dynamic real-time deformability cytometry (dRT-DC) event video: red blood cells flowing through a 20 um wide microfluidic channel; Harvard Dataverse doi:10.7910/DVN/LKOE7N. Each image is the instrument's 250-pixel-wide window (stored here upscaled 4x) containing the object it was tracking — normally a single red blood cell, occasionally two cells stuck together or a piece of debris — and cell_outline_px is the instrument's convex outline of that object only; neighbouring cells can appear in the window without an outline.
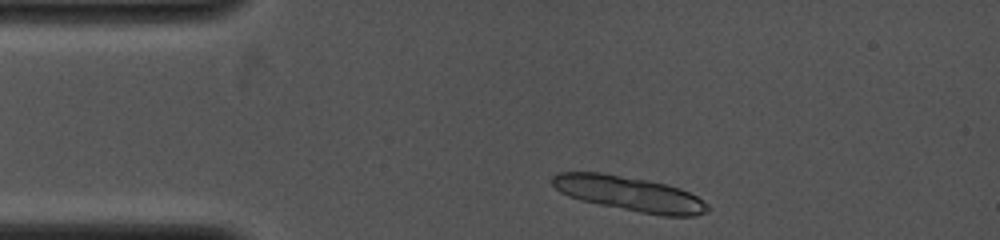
{"species": "common noctule bat (a hibernating species)", "species_latin": "Nyctalus noctula", "temperature_condition": "cold", "stored_images_in_passage": 3, "camera_frame_rate_fps": 4000, "um_per_image_px": 0.085, "animal": {"sex": "female", "body_mass_g": 19.0, "forearm_length_mm": 53.3}, "frame": {"image": 1, "passage_image": 1, "time_ms": 0.0, "image_size_px": [1000, 240], "cell_outline_px": [[708, 212], [696, 216], [664, 216], [640, 212], [580, 200], [568, 196], [560, 192], [552, 184], [552, 176], [560, 172], [600, 172], [648, 180], [668, 184], [680, 188], [696, 196], [708, 204]], "centroid_in_image_um": [53.51, 16.46], "position_along_channel_um": 31.5, "area_um2": 31.39}}